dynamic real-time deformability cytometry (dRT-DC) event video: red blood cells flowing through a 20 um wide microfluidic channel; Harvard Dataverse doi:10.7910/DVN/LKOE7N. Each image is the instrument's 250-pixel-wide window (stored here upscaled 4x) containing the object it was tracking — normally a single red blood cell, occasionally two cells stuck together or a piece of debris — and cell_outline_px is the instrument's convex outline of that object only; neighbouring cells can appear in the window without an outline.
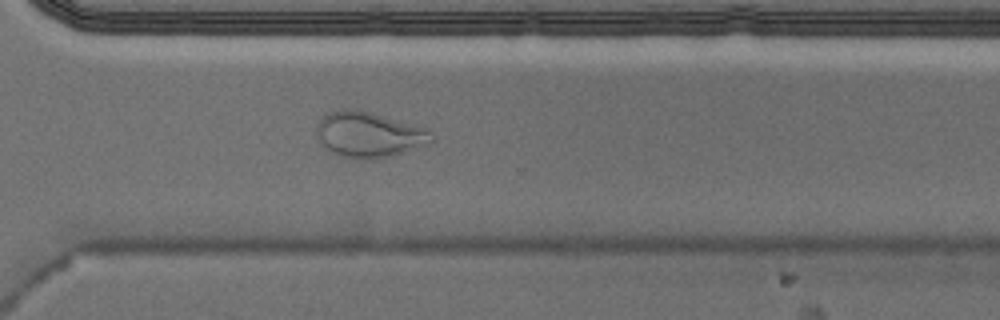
{"species": "Egyptian fruit bat (a non-hibernating species)", "species_latin": "Rousettus aegyptiacus", "temperature_condition": "cold", "stored_images_in_passage": 53, "camera_frame_rate_fps": 3000, "um_per_image_px": 0.085, "animal": {"sex": "male"}, "frame": {"image": 1, "passage_image": 38, "time_ms": 12.333, "image_size_px": [1000, 320], "cell_outline_px": [[436, 140], [428, 144], [392, 156], [364, 160], [340, 156], [324, 148], [316, 132], [316, 124], [328, 112], [344, 108], [356, 108], [372, 112], [428, 128], [436, 136]], "centroid_in_image_um": [31.39, 11.43], "position_along_channel_um": 339.2, "area_um2": 31.04}, "authors_computed_cell_mechanics": {"area_um2": 25.8366, "velocity_mm_per_s": 3.6756, "shape_relaxation_time_tau1_ms": null, "shape_relaxation_time_tau2_ms": 1.1531, "deformation_change_tau1": null, "deformation_change_tau2": 0.077}}